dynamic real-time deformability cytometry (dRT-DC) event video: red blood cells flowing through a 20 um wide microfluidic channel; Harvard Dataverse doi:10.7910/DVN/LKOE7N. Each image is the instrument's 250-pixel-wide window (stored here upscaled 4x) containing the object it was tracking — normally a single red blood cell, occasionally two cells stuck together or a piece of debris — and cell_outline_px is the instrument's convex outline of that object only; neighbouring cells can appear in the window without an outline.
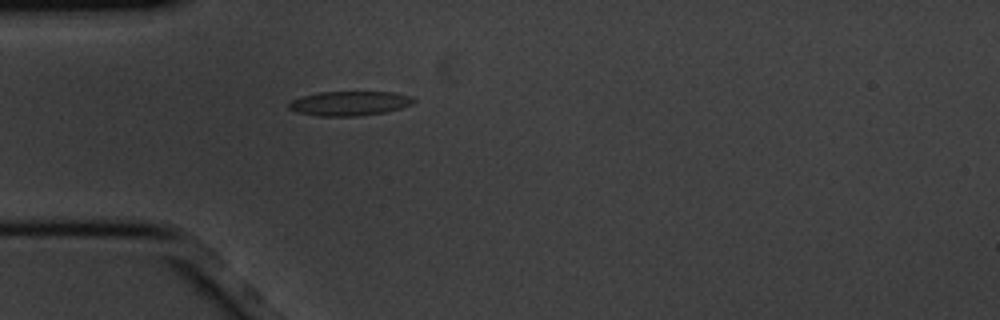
{"species": "common noctule bat (a hibernating species)", "species_latin": "Nyctalus noctula", "temperature_condition": "cold", "stored_images_in_passage": 5, "camera_frame_rate_fps": 3000, "um_per_image_px": 0.085, "animal": {"sex": "male", "body_mass_g": 20.1, "forearm_length_mm": 53.5}, "frame": {"image": 1, "passage_image": 5, "time_ms": 1.333, "image_size_px": [1000, 320], "cell_outline_px": [[416, 100], [412, 104], [400, 108], [384, 112], [360, 116], [320, 116], [296, 112], [288, 108], [288, 104], [292, 100], [300, 96], [316, 92], [396, 92], [412, 96]], "centroid_in_image_um": [29.7, 8.78], "position_along_channel_um": 55.3, "area_um2": 17.92}}